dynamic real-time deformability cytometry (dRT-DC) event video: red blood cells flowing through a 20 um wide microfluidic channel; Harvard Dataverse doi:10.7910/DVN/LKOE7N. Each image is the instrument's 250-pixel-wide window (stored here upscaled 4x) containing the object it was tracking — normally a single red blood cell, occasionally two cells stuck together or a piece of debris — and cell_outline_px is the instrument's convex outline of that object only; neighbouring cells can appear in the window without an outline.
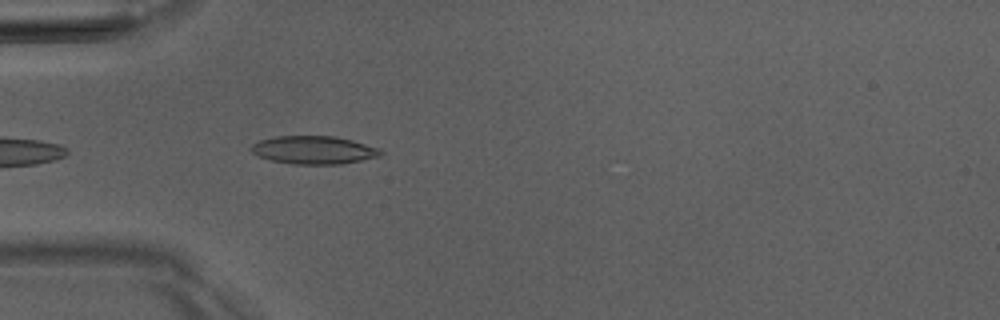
{"species": "Egyptian fruit bat (a non-hibernating species)", "species_latin": "Rousettus aegyptiacus", "temperature_condition": "room temperature", "stored_images_in_passage": 3, "camera_frame_rate_fps": 3000, "um_per_image_px": 0.085, "animal": {"sex": "male"}, "frame": {"image": 1, "passage_image": 3, "time_ms": 3.0, "image_size_px": [1000, 320], "cell_outline_px": [[384, 152], [380, 156], [344, 164], [292, 164], [268, 160], [256, 156], [248, 148], [252, 144], [260, 140], [276, 136], [336, 136], [352, 140], [380, 148]], "centroid_in_image_um": [26.65, 12.75], "position_along_channel_um": 58.3, "area_um2": 21.5}}